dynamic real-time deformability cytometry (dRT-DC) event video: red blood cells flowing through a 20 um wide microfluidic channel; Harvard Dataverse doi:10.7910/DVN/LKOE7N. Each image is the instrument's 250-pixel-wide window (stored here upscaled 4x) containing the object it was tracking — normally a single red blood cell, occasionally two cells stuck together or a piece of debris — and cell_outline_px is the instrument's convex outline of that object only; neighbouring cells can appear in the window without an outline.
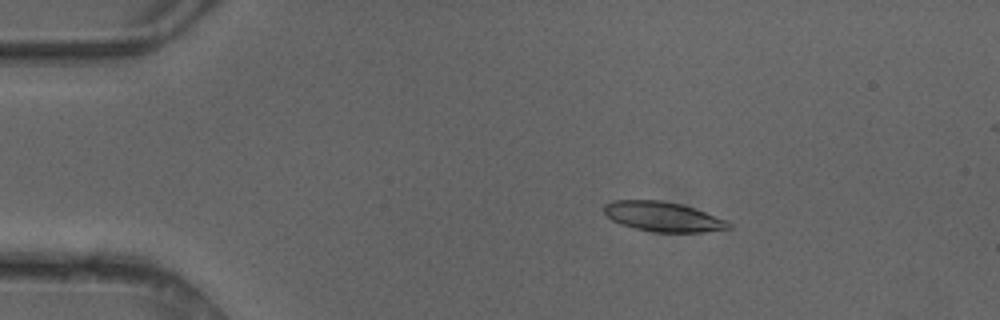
{"species": "common noctule bat (a hibernating species)", "species_latin": "Nyctalus noctula", "temperature_condition": "cold", "stored_images_in_passage": 7, "camera_frame_rate_fps": 3000, "um_per_image_px": 0.085, "animal": {"sex": "female"}, "frame": {"image": 1, "passage_image": 3, "time_ms": 0.667, "image_size_px": [1000, 320], "cell_outline_px": [[732, 228], [704, 232], [656, 232], [636, 228], [620, 224], [612, 220], [604, 212], [604, 204], [612, 200], [660, 200], [680, 204], [728, 220], [732, 224]], "centroid_in_image_um": [56.36, 18.42], "position_along_channel_um": 28.6, "area_um2": 21.5}}
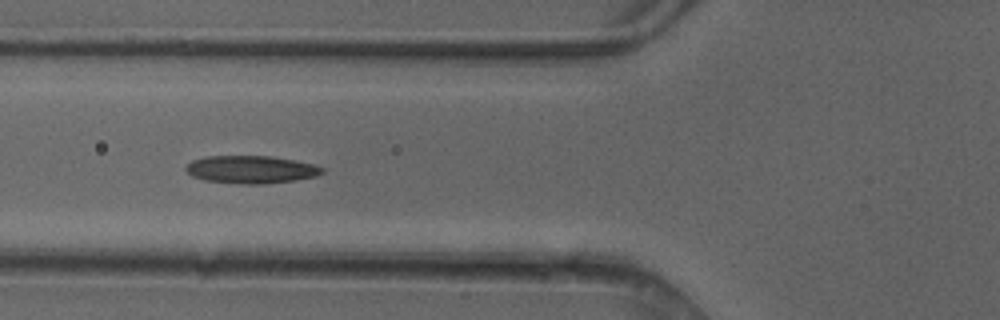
{"frame": {"image": 2, "passage_image": 6, "time_ms": 1.667, "image_size_px": [1000, 320], "cell_outline_px": [[324, 172], [316, 176], [296, 180], [264, 184], [240, 184], [204, 180], [192, 176], [184, 168], [192, 160], [208, 156], [272, 156], [316, 164], [324, 168]], "centroid_in_image_um": [21.37, 14.41], "position_along_channel_um": 104.4, "area_um2": 22.14}}
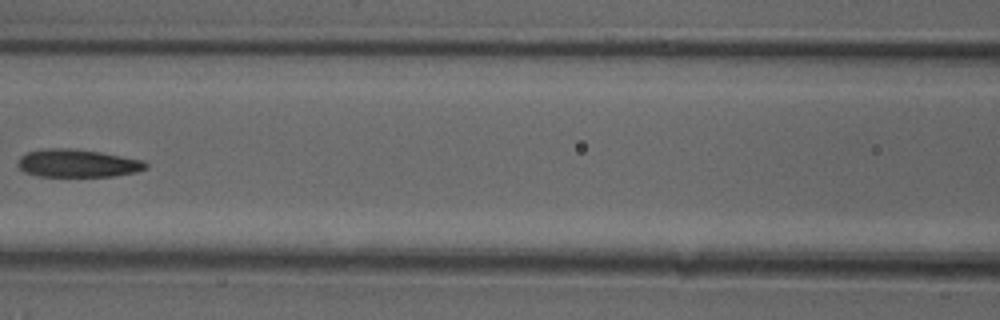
{"frame": {"image": 3, "passage_image": 7, "time_ms": 2.0, "image_size_px": [1000, 320], "cell_outline_px": [[148, 168], [136, 172], [116, 176], [40, 176], [24, 172], [16, 164], [20, 156], [28, 152], [44, 148], [68, 148], [100, 152], [144, 160], [148, 164]], "centroid_in_image_um": [6.6, 13.88], "position_along_channel_um": 160.0, "area_um2": 20.87}}